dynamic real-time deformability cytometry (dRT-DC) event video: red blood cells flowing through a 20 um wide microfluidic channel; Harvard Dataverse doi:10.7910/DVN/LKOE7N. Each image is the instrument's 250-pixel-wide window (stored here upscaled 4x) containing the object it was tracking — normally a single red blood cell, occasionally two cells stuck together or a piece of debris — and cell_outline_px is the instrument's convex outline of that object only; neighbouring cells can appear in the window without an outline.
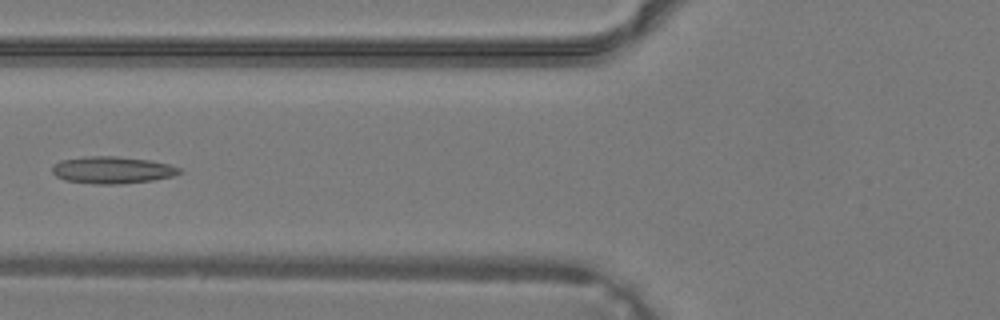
{"species": "common noctule bat (a hibernating species)", "species_latin": "Nyctalus noctula", "temperature_condition": "warm", "stored_images_in_passage": 39, "camera_frame_rate_fps": 3000, "um_per_image_px": 0.085, "animal": {"sex": "male", "body_mass_g": 19.2, "forearm_length_mm": 51.8}, "frame": {"image": 1, "passage_image": 16, "time_ms": 5.0, "image_size_px": [1000, 320], "cell_outline_px": [[184, 172], [176, 176], [152, 180], [120, 184], [96, 184], [64, 180], [56, 176], [52, 172], [52, 164], [60, 160], [84, 156], [116, 156], [148, 160], [168, 164], [180, 168]], "centroid_in_image_um": [9.54, 14.45], "position_along_channel_um": 116.3, "area_um2": 20.23}}
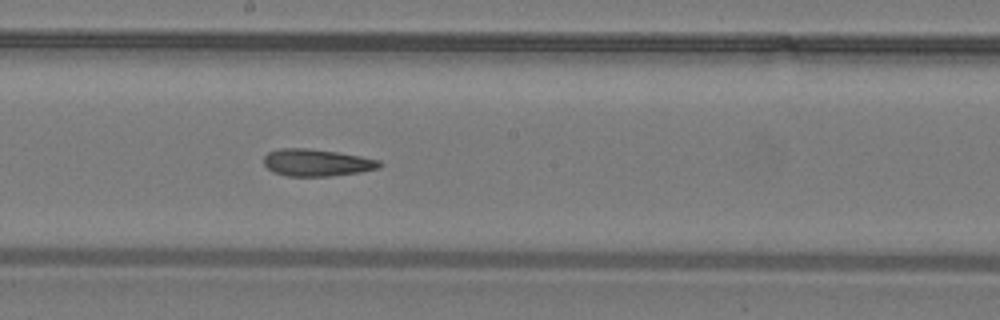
{"frame": {"image": 2, "passage_image": 22, "time_ms": 7.0, "image_size_px": [1000, 320], "cell_outline_px": [[384, 164], [380, 168], [360, 172], [332, 176], [288, 176], [272, 172], [264, 164], [264, 156], [268, 152], [280, 148], [308, 148], [336, 152], [360, 156], [380, 160]], "centroid_in_image_um": [26.94, 13.82], "position_along_channel_um": 221.3, "area_um2": 18.38}}
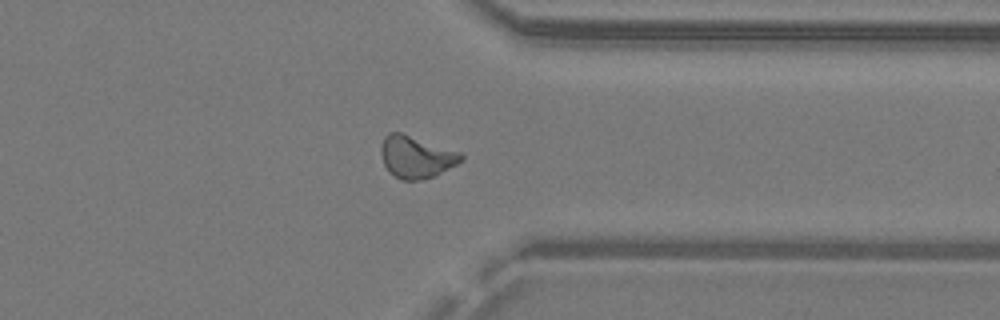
{"frame": {"image": 3, "passage_image": 31, "time_ms": 10.0, "image_size_px": [1000, 320], "cell_outline_px": [[464, 160], [436, 176], [420, 180], [400, 180], [388, 172], [384, 164], [380, 152], [380, 148], [384, 136], [388, 132], [400, 132], [460, 152], [464, 156]], "centroid_in_image_um": [35.36, 13.35], "position_along_channel_um": 376.0, "area_um2": 19.83}}